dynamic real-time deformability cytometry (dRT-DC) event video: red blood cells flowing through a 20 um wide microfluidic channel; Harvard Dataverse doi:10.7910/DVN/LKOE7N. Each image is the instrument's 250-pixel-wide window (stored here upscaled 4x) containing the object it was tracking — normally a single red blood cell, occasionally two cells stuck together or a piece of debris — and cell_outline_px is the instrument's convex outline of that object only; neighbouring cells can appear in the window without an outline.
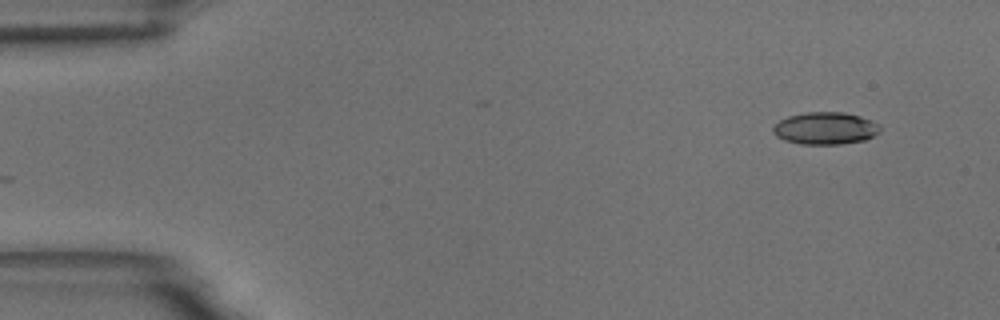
{"species": "common noctule bat (a hibernating species)", "species_latin": "Nyctalus noctula", "temperature_condition": "room temperature", "stored_images_in_passage": 52, "camera_frame_rate_fps": 3000, "um_per_image_px": 0.085, "animal": {"sex": "male", "body_mass_g": 18.8}, "frame": {"image": 1, "passage_image": 1, "time_ms": 0.0, "image_size_px": [1000, 320], "cell_outline_px": [[880, 132], [864, 140], [840, 144], [800, 144], [784, 140], [776, 136], [772, 132], [772, 128], [780, 120], [788, 116], [804, 112], [844, 112], [860, 116], [880, 124]], "centroid_in_image_um": [70.14, 10.9], "position_along_channel_um": 14.9, "area_um2": 20.17}}
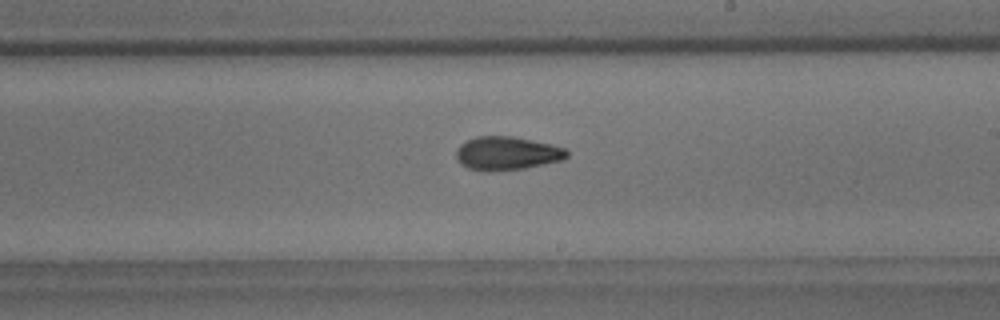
{"frame": {"image": 2, "passage_image": 29, "time_ms": 9.333, "image_size_px": [1000, 320], "cell_outline_px": [[568, 156], [564, 160], [524, 168], [488, 172], [468, 168], [460, 164], [456, 156], [456, 148], [460, 144], [476, 136], [512, 136], [552, 144], [564, 148], [568, 152]], "centroid_in_image_um": [43.08, 13.03], "position_along_channel_um": 245.9, "area_um2": 21.73}}
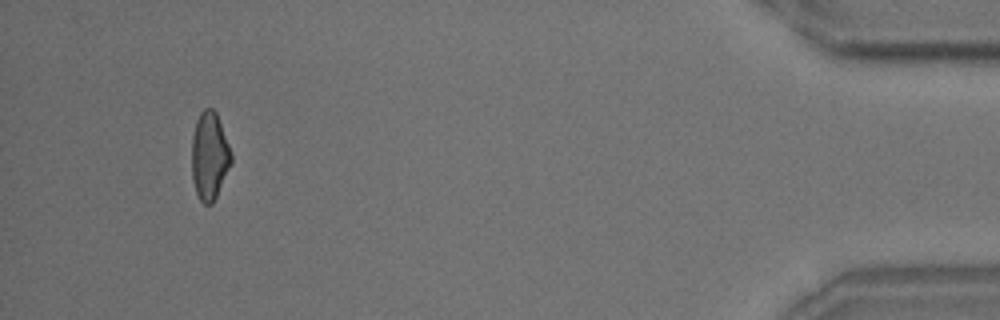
{"frame": {"image": 3, "passage_image": 49, "time_ms": 16.0, "image_size_px": [1000, 320], "cell_outline_px": [[232, 164], [212, 204], [204, 204], [200, 200], [196, 192], [192, 180], [192, 136], [196, 120], [200, 112], [204, 108], [212, 108], [216, 112], [232, 152]], "centroid_in_image_um": [17.81, 13.24], "position_along_channel_um": 417.4, "area_um2": 20.35}, "authors_computed_cell_mechanics": {"area_um2": 20.7502, "velocity_mm_per_s": 3.633, "shape_relaxation_time_tau1_ms": 4.9787, "shape_relaxation_time_tau2_ms": 2.8687, "deformation_change_tau1": 0.1487, "deformation_change_tau2": 0.0851}}